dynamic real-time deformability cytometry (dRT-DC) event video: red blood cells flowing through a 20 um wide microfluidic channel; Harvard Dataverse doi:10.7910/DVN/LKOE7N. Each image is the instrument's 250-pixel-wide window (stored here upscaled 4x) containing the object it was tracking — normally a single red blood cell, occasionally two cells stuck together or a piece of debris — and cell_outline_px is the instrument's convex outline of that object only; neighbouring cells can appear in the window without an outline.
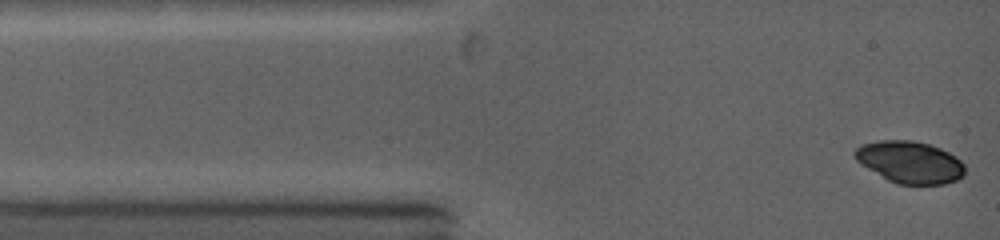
{"species": "common noctule bat (a hibernating species)", "species_latin": "Nyctalus noctula", "temperature_condition": "warm", "stored_images_in_passage": 42, "camera_frame_rate_fps": 5000, "um_per_image_px": 0.085, "animal": {"sex": "female", "body_mass_g": 19.0, "forearm_length_mm": 53.3}, "frame": {"image": 1, "passage_image": 1, "time_ms": 0.0, "image_size_px": [1000, 240], "cell_outline_px": [[964, 176], [956, 180], [944, 184], [896, 184], [888, 180], [860, 164], [856, 160], [852, 152], [860, 144], [876, 140], [912, 140], [928, 144], [940, 148], [956, 156], [964, 164]], "centroid_in_image_um": [77.31, 13.77], "position_along_channel_um": 7.7, "area_um2": 27.11}}
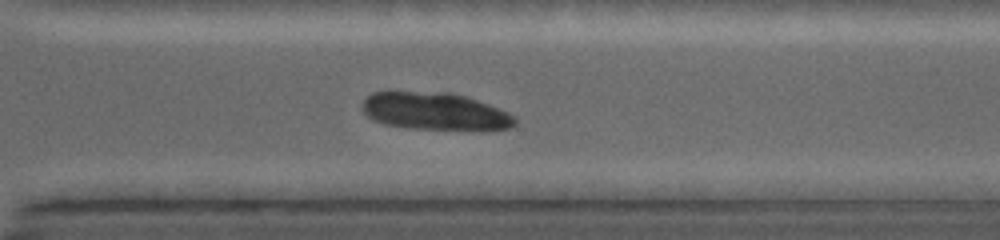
{"frame": {"image": 2, "passage_image": 25, "time_ms": 8.8, "image_size_px": [1000, 240], "cell_outline_px": [[516, 124], [512, 128], [408, 128], [384, 124], [368, 116], [364, 112], [364, 100], [372, 92], [448, 92], [464, 96], [488, 104], [508, 112], [516, 116]], "centroid_in_image_um": [36.97, 9.44], "position_along_channel_um": 333.6, "area_um2": 32.37}}
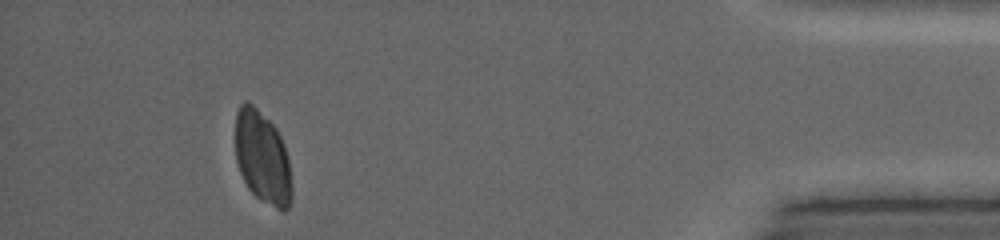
{"frame": {"image": 3, "passage_image": 38, "time_ms": 12.2, "image_size_px": [1000, 240], "cell_outline_px": [[292, 200], [288, 208], [284, 212], [260, 200], [248, 188], [240, 172], [236, 160], [236, 112], [240, 104], [244, 100], [248, 100], [276, 128], [284, 144], [288, 156], [292, 188]], "centroid_in_image_um": [22.32, 13.4], "position_along_channel_um": 412.9, "area_um2": 30.52}}